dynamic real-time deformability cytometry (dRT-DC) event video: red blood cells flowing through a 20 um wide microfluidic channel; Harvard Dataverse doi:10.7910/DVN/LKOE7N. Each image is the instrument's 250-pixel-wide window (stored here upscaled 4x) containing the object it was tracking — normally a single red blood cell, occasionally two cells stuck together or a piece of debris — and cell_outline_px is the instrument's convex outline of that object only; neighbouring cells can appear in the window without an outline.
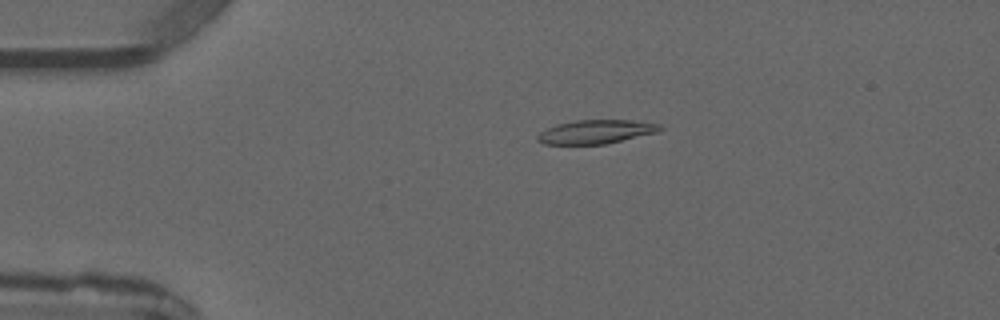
{"species": "common noctule bat (a hibernating species)", "species_latin": "Nyctalus noctula", "temperature_condition": "warm", "stored_images_in_passage": 2, "camera_frame_rate_fps": 3000, "um_per_image_px": 0.085, "animal": {"sex": "male", "forearm_length_mm": 52.5}, "frame": {"image": 1, "passage_image": 1, "time_ms": 0.0, "image_size_px": [1000, 320], "cell_outline_px": [[664, 128], [656, 132], [604, 144], [544, 144], [536, 140], [536, 136], [540, 132], [556, 124], [576, 120], [632, 120], [660, 124]], "centroid_in_image_um": [50.62, 11.19], "position_along_channel_um": 34.4, "area_um2": 16.82}}